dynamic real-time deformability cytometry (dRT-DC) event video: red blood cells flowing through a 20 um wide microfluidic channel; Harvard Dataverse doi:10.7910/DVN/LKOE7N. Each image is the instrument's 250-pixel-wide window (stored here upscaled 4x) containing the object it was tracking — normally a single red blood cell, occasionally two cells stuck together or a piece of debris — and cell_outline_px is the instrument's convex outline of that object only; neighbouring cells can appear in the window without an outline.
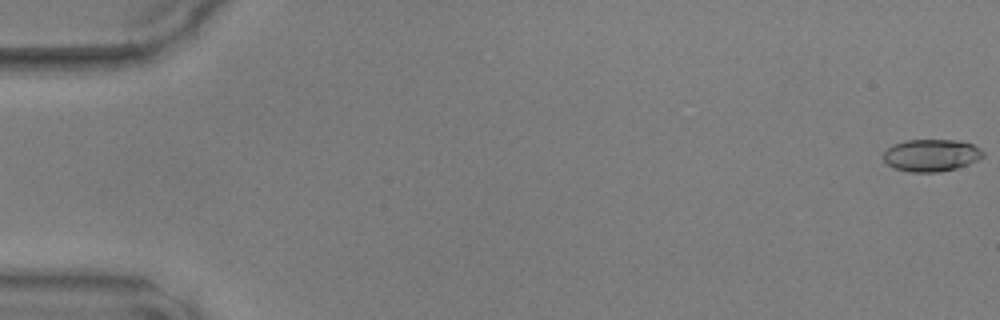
{"species": "common noctule bat (a hibernating species)", "species_latin": "Nyctalus noctula", "temperature_condition": "warm", "stored_images_in_passage": 50, "camera_frame_rate_fps": 3000, "um_per_image_px": 0.085, "animal": {"sex": "male", "body_mass_g": 17.9, "forearm_length_mm": 54.2}, "frame": {"image": 1, "passage_image": 1, "time_ms": 0.0, "image_size_px": [1000, 320], "cell_outline_px": [[984, 156], [968, 164], [956, 168], [940, 172], [908, 172], [896, 168], [888, 164], [884, 160], [884, 152], [892, 144], [908, 140], [956, 140], [972, 144], [980, 148], [984, 152]], "centroid_in_image_um": [79.16, 13.2], "position_along_channel_um": 5.8, "area_um2": 18.61}}
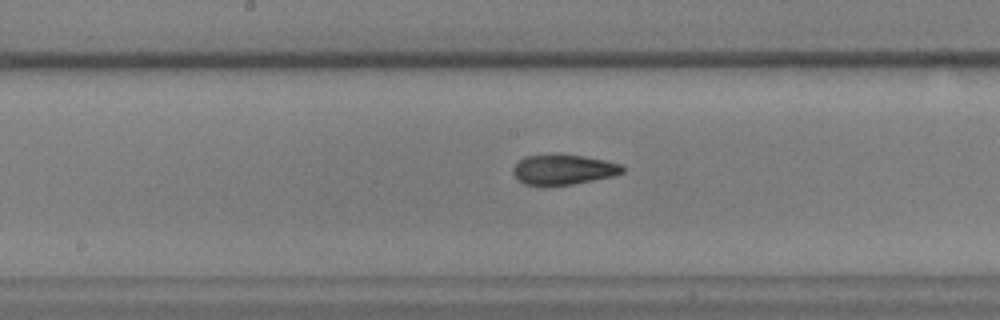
{"frame": {"image": 2, "passage_image": 26, "time_ms": 8.333, "image_size_px": [1000, 320], "cell_outline_px": [[624, 172], [612, 176], [572, 184], [544, 188], [540, 188], [524, 184], [512, 172], [512, 168], [524, 156], [584, 156], [604, 160], [620, 164], [624, 168]], "centroid_in_image_um": [47.85, 14.47], "position_along_channel_um": 200.4, "area_um2": 19.07}}
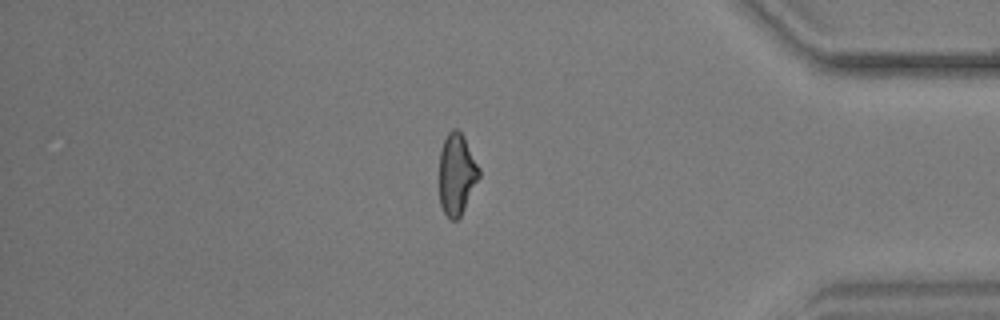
{"frame": {"image": 3, "passage_image": 42, "time_ms": 13.667, "image_size_px": [1000, 320], "cell_outline_px": [[480, 176], [460, 216], [456, 220], [452, 220], [444, 212], [440, 204], [440, 148], [448, 132], [452, 128], [456, 128], [464, 136], [480, 168]], "centroid_in_image_um": [38.82, 14.76], "position_along_channel_um": 396.4, "area_um2": 18.73}}